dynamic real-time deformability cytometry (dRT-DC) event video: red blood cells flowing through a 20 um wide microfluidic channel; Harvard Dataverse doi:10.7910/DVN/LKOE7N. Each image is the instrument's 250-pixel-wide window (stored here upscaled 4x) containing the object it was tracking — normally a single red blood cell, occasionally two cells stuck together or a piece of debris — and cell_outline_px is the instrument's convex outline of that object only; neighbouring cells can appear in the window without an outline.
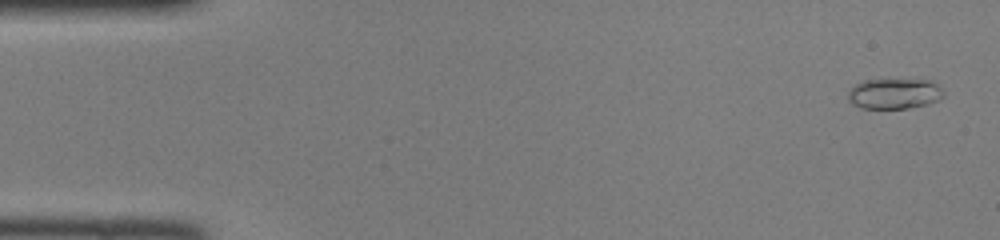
{"species": "common noctule bat (a hibernating species)", "species_latin": "Nyctalus noctula", "temperature_condition": "room temperature", "stored_images_in_passage": 47, "camera_frame_rate_fps": 3000, "um_per_image_px": 0.085, "animal": {"sex": "female", "body_mass_g": 22.0, "forearm_length_mm": 56.7}, "frame": {"image": 1, "passage_image": 2, "time_ms": 0.333, "image_size_px": [1000, 240], "cell_outline_px": [[944, 96], [940, 100], [928, 104], [908, 108], [860, 108], [852, 104], [848, 100], [848, 92], [856, 84], [864, 80], [932, 80], [944, 92]], "centroid_in_image_um": [76.03, 7.97], "position_along_channel_um": 9.0, "area_um2": 16.94}}
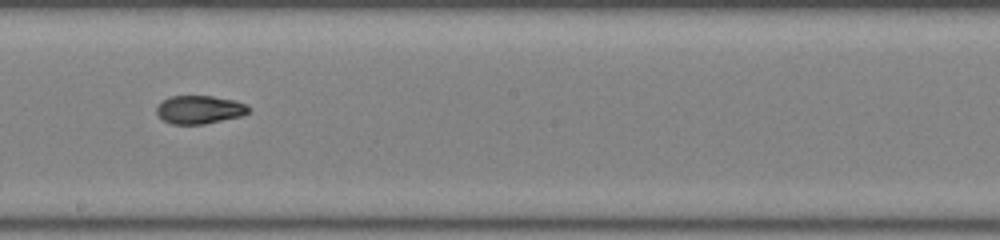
{"frame": {"image": 2, "passage_image": 26, "time_ms": 8.333, "image_size_px": [1000, 240], "cell_outline_px": [[252, 108], [248, 112], [240, 116], [204, 124], [172, 124], [164, 120], [156, 112], [156, 108], [168, 96], [212, 96], [232, 100], [248, 104]], "centroid_in_image_um": [16.98, 9.31], "position_along_channel_um": 231.2, "area_um2": 15.03}}
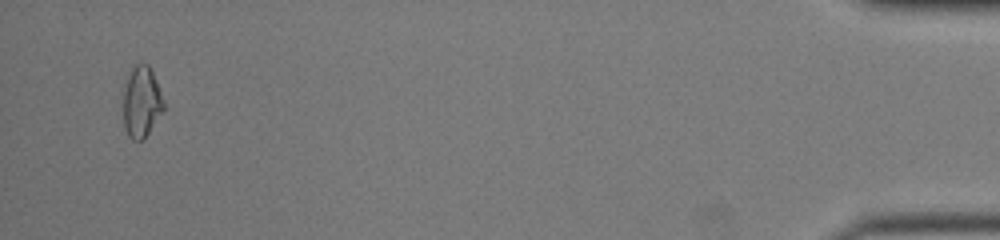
{"frame": {"image": 3, "passage_image": 45, "time_ms": 14.667, "image_size_px": [1000, 240], "cell_outline_px": [[164, 108], [148, 132], [140, 140], [132, 140], [128, 136], [124, 124], [124, 88], [128, 76], [132, 68], [136, 64], [148, 64], [152, 72], [160, 92], [164, 104]], "centroid_in_image_um": [12.01, 8.65], "position_along_channel_um": 423.2, "area_um2": 16.13}}